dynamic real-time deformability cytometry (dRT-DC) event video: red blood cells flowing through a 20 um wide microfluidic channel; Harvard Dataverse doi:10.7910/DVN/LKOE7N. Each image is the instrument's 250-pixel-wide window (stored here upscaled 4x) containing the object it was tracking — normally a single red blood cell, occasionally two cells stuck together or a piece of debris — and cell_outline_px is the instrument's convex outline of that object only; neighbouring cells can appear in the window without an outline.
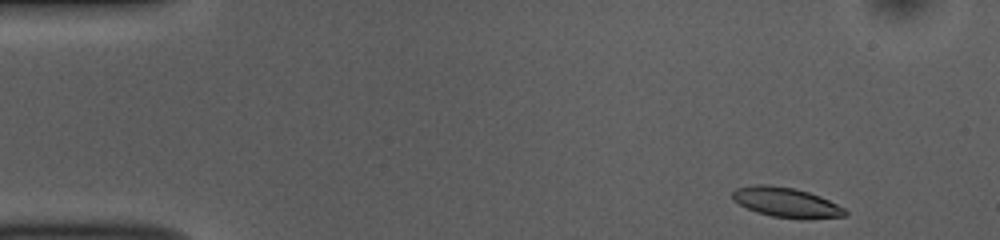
{"species": "common noctule bat (a hibernating species)", "species_latin": "Nyctalus noctula", "temperature_condition": "room temperature", "stored_images_in_passage": 48, "camera_frame_rate_fps": 3000, "um_per_image_px": 0.085, "animal": {"sex": "female", "body_mass_g": 10.0, "forearm_length_mm": 53.1}, "frame": {"image": 1, "passage_image": 1, "time_ms": 0.0, "image_size_px": [1000, 240], "cell_outline_px": [[848, 212], [844, 216], [772, 216], [756, 212], [740, 204], [732, 196], [732, 192], [736, 188], [756, 184], [768, 184], [792, 188], [808, 192], [820, 196], [844, 208]], "centroid_in_image_um": [66.75, 17.14], "position_along_channel_um": 18.3, "area_um2": 18.44}}
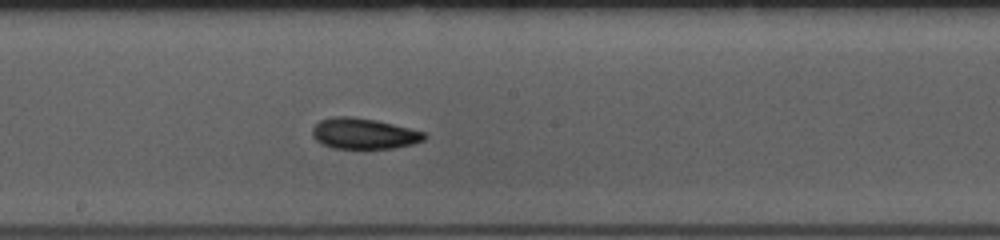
{"frame": {"image": 2, "passage_image": 24, "time_ms": 7.667, "image_size_px": [1000, 240], "cell_outline_px": [[428, 136], [424, 140], [412, 144], [392, 148], [332, 148], [316, 140], [312, 136], [312, 128], [320, 120], [332, 116], [352, 116], [376, 120], [424, 132]], "centroid_in_image_um": [30.9, 11.34], "position_along_channel_um": 217.3, "area_um2": 20.0}}
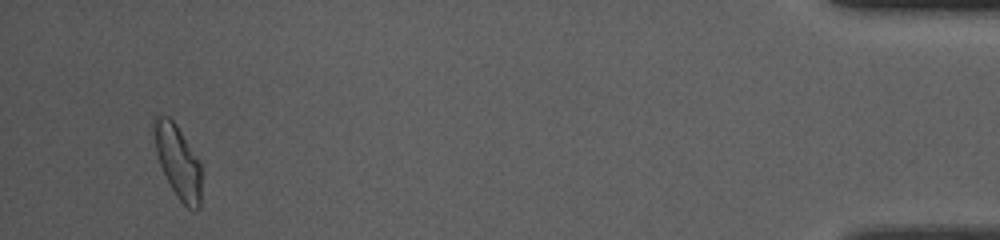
{"frame": {"image": 3, "passage_image": 46, "time_ms": 15.0, "image_size_px": [1000, 240], "cell_outline_px": [[200, 208], [188, 208], [180, 200], [172, 188], [160, 164], [156, 152], [152, 128], [152, 120], [156, 112], [168, 116], [176, 124], [200, 164]], "centroid_in_image_um": [15.06, 13.64], "position_along_channel_um": 420.1, "area_um2": 19.77}, "authors_computed_cell_mechanics": {"area_um2": 19.5653, "velocity_mm_per_s": 3.7901, "shape_relaxation_time_tau1_ms": 4.2575, "shape_relaxation_time_tau2_ms": 2.7442, "deformation_change_tau1": 0.1566, "deformation_change_tau2": 0.0878}}